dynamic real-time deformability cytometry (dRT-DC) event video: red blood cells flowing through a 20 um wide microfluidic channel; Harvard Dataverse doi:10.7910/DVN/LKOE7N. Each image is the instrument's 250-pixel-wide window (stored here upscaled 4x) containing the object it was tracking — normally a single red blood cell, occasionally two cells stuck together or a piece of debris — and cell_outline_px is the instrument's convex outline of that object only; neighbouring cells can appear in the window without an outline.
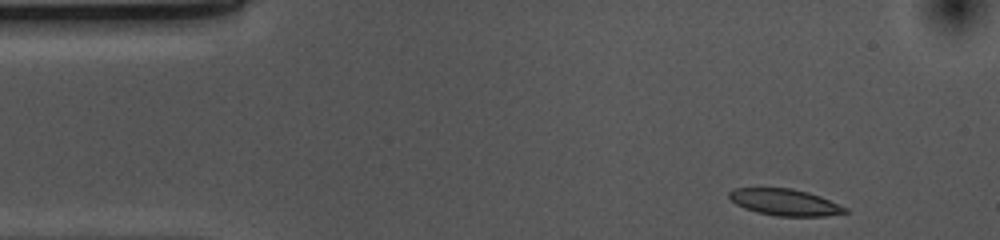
{"species": "common noctule bat (a hibernating species)", "species_latin": "Nyctalus noctula", "temperature_condition": "cold", "stored_images_in_passage": 38, "camera_frame_rate_fps": 3000, "um_per_image_px": 0.085, "animal": {"sex": "female", "body_mass_g": 10.0, "forearm_length_mm": 53.1}, "frame": {"image": 1, "passage_image": 1, "time_ms": 0.0, "image_size_px": [1000, 240], "cell_outline_px": [[848, 212], [828, 216], [776, 216], [756, 212], [744, 208], [736, 204], [728, 196], [728, 192], [732, 188], [792, 188], [808, 192], [820, 196], [848, 208]], "centroid_in_image_um": [66.71, 17.19], "position_along_channel_um": 18.3, "area_um2": 18.03}}
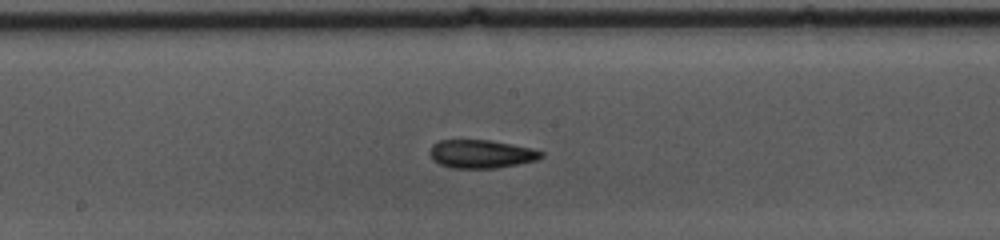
{"frame": {"image": 2, "passage_image": 22, "time_ms": 7.0, "image_size_px": [1000, 240], "cell_outline_px": [[544, 156], [536, 160], [496, 168], [452, 168], [440, 164], [432, 160], [428, 152], [432, 144], [440, 140], [492, 140], [532, 148], [544, 152]], "centroid_in_image_um": [40.88, 13.08], "position_along_channel_um": 207.3, "area_um2": 18.5}}
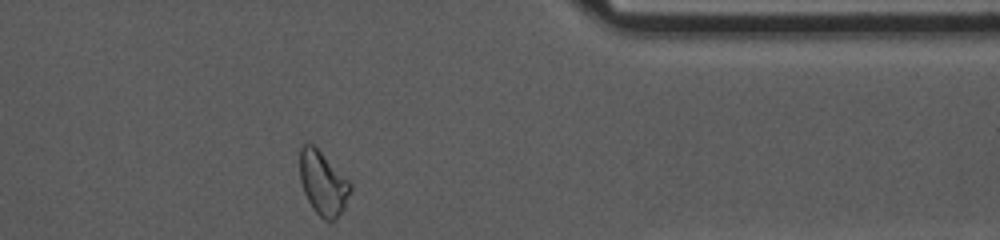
{"frame": {"image": 3, "passage_image": 38, "time_ms": 12.333, "image_size_px": [1000, 240], "cell_outline_px": [[352, 188], [344, 208], [336, 220], [324, 220], [312, 208], [304, 192], [300, 180], [300, 144], [312, 144], [352, 184]], "centroid_in_image_um": [27.45, 15.6], "position_along_channel_um": 384.0, "area_um2": 18.5}, "authors_computed_cell_mechanics": {"area_um2": 18.496, "velocity_mm_per_s": 3.6856, "shape_relaxation_time_tau1_ms": 8.8596, "shape_relaxation_time_tau2_ms": 3.4015, "deformation_change_tau1": 0.179, "deformation_change_tau2": 0.1004}}